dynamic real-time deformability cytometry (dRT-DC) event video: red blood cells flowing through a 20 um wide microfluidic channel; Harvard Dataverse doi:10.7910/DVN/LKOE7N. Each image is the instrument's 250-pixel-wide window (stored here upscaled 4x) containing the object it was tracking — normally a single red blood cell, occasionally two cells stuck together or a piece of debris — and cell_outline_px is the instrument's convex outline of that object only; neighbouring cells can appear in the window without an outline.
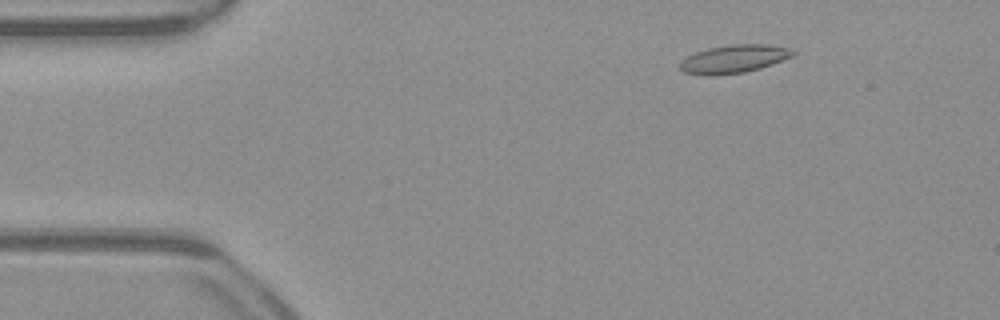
{"species": "common noctule bat (a hibernating species)", "species_latin": "Nyctalus noctula", "temperature_condition": "warm", "stored_images_in_passage": 47, "camera_frame_rate_fps": 3000, "um_per_image_px": 0.085, "animal": {"sex": "male", "body_mass_g": 23.1, "forearm_length_mm": 52.7}, "frame": {"image": 1, "passage_image": 2, "time_ms": 0.333, "image_size_px": [1000, 320], "cell_outline_px": [[796, 56], [760, 68], [744, 72], [712, 76], [684, 72], [680, 68], [680, 60], [696, 52], [708, 48], [732, 44], [768, 44], [792, 48], [796, 52]], "centroid_in_image_um": [62.44, 5.0], "position_along_channel_um": 22.6, "area_um2": 18.67}}
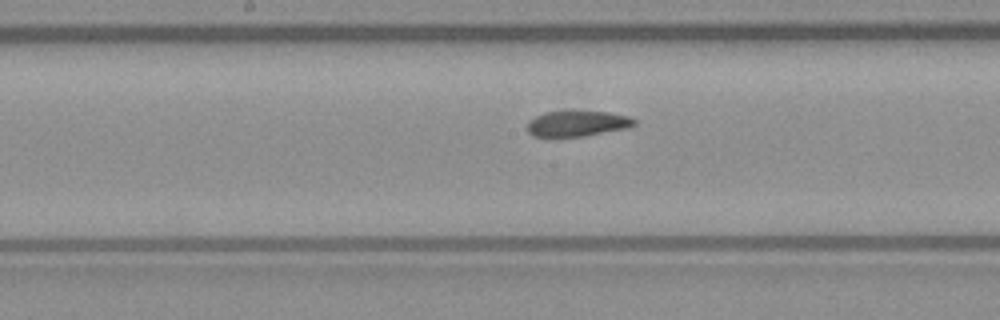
{"frame": {"image": 2, "passage_image": 21, "time_ms": 6.667, "image_size_px": [1000, 320], "cell_outline_px": [[636, 124], [628, 128], [584, 136], [532, 136], [528, 132], [528, 120], [544, 112], [608, 112], [628, 116], [636, 120]], "centroid_in_image_um": [49.08, 10.51], "position_along_channel_um": 199.1, "area_um2": 15.72}}
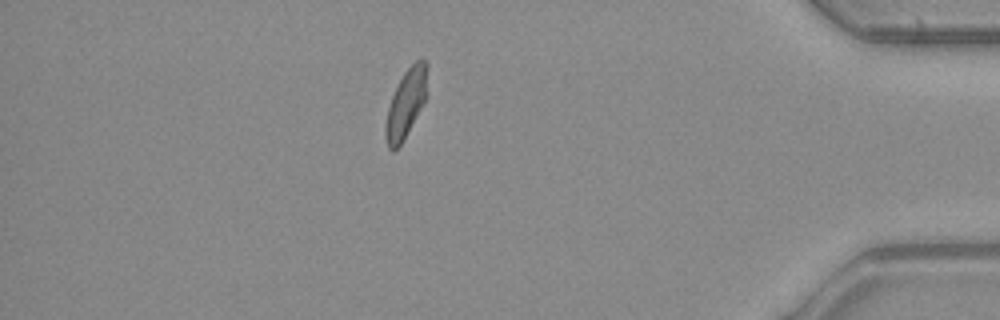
{"frame": {"image": 3, "passage_image": 40, "time_ms": 13.0, "image_size_px": [1000, 320], "cell_outline_px": [[428, 96], [400, 144], [396, 148], [388, 148], [384, 136], [384, 128], [388, 108], [392, 96], [404, 72], [420, 56], [428, 64]], "centroid_in_image_um": [34.55, 8.71], "position_along_channel_um": 400.7, "area_um2": 16.65}, "authors_computed_cell_mechanics": {"area_um2": 17.2244, "velocity_mm_per_s": 3.9197, "shape_relaxation_time_tau1_ms": null, "shape_relaxation_time_tau2_ms": 3.5062, "deformation_change_tau1": null, "deformation_change_tau2": 0.079}}